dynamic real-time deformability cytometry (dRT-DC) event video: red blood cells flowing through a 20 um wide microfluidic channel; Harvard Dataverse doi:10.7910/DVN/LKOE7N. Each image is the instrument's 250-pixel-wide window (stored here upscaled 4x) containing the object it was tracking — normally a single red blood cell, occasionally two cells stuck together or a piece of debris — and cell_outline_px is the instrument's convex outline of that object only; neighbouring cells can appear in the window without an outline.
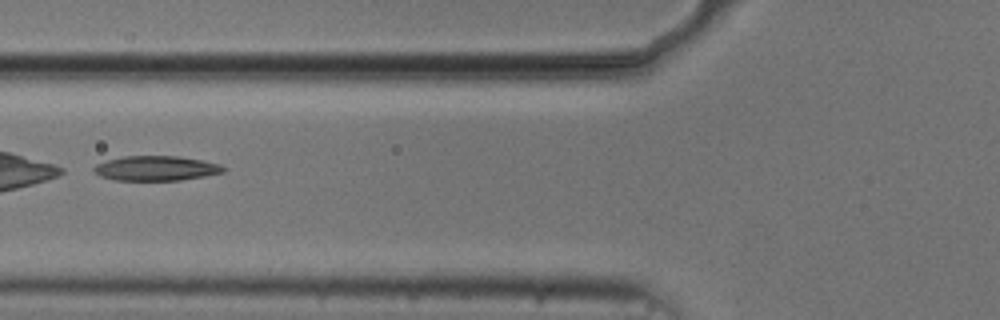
{"species": "common noctule bat (a hibernating species)", "species_latin": "Nyctalus noctula", "temperature_condition": "cold", "stored_images_in_passage": 14, "camera_frame_rate_fps": 3000, "um_per_image_px": 0.085, "animal": {"sex": "male", "body_mass_g": 20.5, "forearm_length_mm": 52.5}, "frame": {"image": 1, "passage_image": 8, "time_ms": 2.333, "image_size_px": [1000, 320], "cell_outline_px": [[224, 172], [204, 176], [180, 180], [116, 180], [100, 176], [92, 168], [96, 164], [108, 160], [124, 156], [180, 156], [220, 164], [224, 168]], "centroid_in_image_um": [13.26, 14.3], "position_along_channel_um": 112.5, "area_um2": 18.5}}
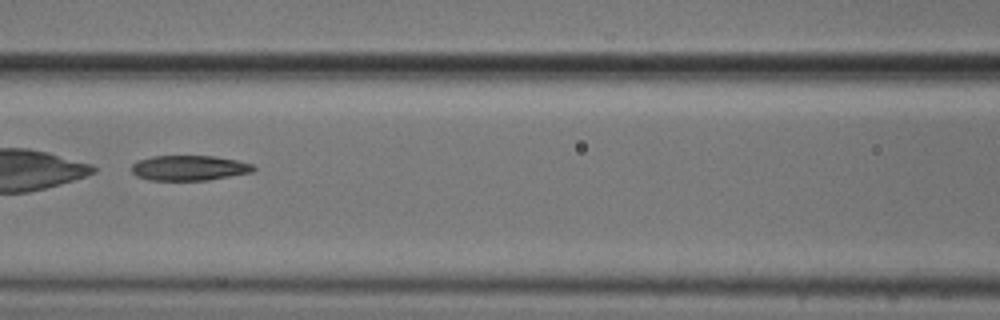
{"frame": {"image": 2, "passage_image": 11, "time_ms": 3.333, "image_size_px": [1000, 320], "cell_outline_px": [[256, 168], [252, 172], [208, 180], [148, 180], [136, 176], [132, 172], [132, 164], [136, 160], [152, 156], [212, 156], [236, 160], [252, 164]], "centroid_in_image_um": [16.04, 14.27], "position_along_channel_um": 150.6, "area_um2": 17.86}}